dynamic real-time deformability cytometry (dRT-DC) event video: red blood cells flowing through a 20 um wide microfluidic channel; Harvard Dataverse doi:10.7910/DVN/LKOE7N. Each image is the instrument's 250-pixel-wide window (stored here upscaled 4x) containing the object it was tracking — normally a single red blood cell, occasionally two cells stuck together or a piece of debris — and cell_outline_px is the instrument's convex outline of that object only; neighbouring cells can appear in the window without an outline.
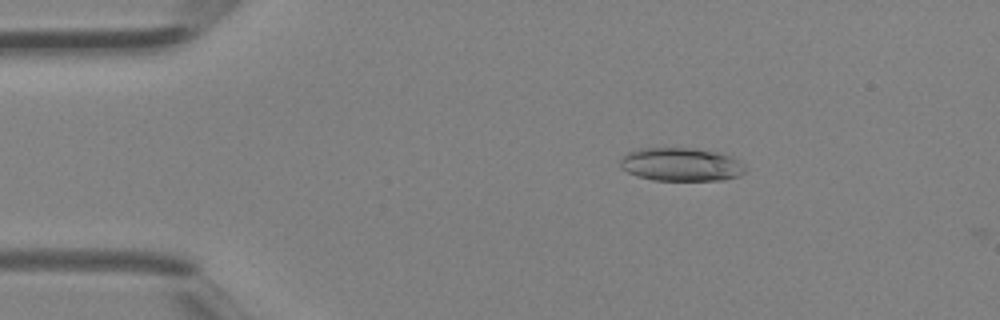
{"species": "Egyptian fruit bat (a non-hibernating species)", "species_latin": "Rousettus aegyptiacus", "temperature_condition": "room temperature", "stored_images_in_passage": 3, "camera_frame_rate_fps": 3000, "um_per_image_px": 0.085, "animal": {"sex": "female"}, "frame": {"image": 1, "passage_image": 2, "time_ms": 0.333, "image_size_px": [1000, 320], "cell_outline_px": [[748, 168], [740, 176], [724, 180], [652, 180], [628, 172], [620, 168], [620, 160], [628, 152], [640, 148], [692, 148], [720, 152], [732, 156], [744, 164]], "centroid_in_image_um": [57.94, 13.97], "position_along_channel_um": 27.1, "area_um2": 24.51}}